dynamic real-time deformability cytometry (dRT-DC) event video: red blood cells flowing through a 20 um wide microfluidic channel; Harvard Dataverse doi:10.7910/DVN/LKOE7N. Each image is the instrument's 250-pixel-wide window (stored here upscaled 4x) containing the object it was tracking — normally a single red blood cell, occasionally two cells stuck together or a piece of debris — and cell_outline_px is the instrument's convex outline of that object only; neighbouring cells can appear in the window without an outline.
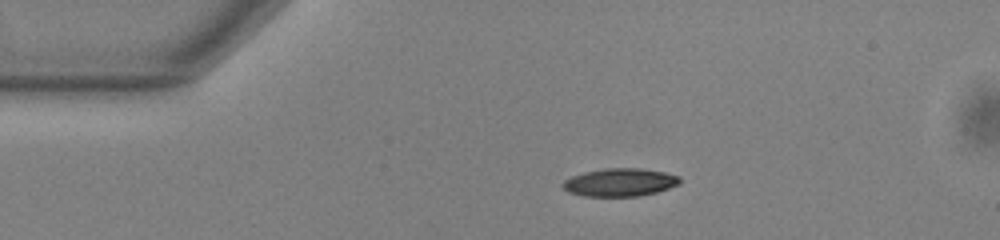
{"species": "common noctule bat (a hibernating species)", "species_latin": "Nyctalus noctula", "temperature_condition": "warm", "stored_images_in_passage": 44, "camera_frame_rate_fps": 3000, "um_per_image_px": 0.085, "animal": {"sex": "male", "body_mass_g": 13.0, "forearm_length_mm": 53.1}, "frame": {"image": 1, "passage_image": 1, "time_ms": 0.0, "image_size_px": [1000, 240], "cell_outline_px": [[680, 184], [656, 192], [640, 196], [584, 196], [568, 192], [560, 184], [564, 180], [572, 176], [584, 172], [604, 168], [640, 168], [664, 172], [680, 176]], "centroid_in_image_um": [52.68, 15.49], "position_along_channel_um": 32.3, "area_um2": 19.13}}
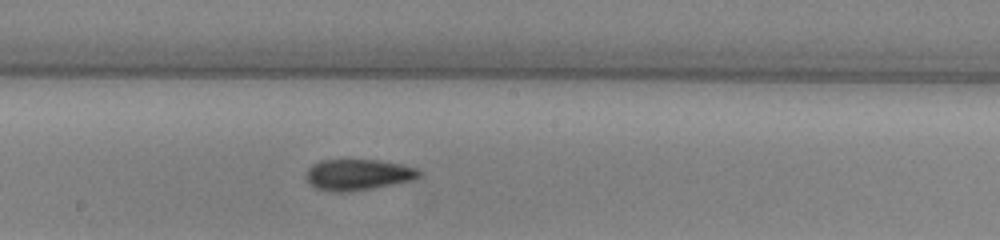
{"frame": {"image": 2, "passage_image": 19, "time_ms": 6.0, "image_size_px": [1000, 240], "cell_outline_px": [[424, 172], [420, 176], [412, 180], [352, 192], [332, 192], [316, 188], [308, 184], [308, 168], [312, 164], [320, 160], [376, 160], [404, 164], [416, 168]], "centroid_in_image_um": [30.45, 14.85], "position_along_channel_um": 217.7, "area_um2": 20.52}}
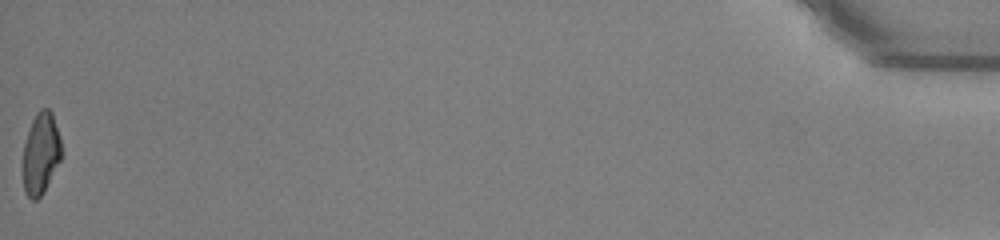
{"frame": {"image": 3, "passage_image": 44, "time_ms": 14.333, "image_size_px": [1000, 240], "cell_outline_px": [[60, 160], [44, 192], [36, 200], [32, 200], [24, 192], [24, 144], [32, 120], [36, 112], [40, 108], [48, 108], [52, 112], [60, 136]], "centroid_in_image_um": [3.47, 13.02], "position_along_channel_um": 431.7, "area_um2": 18.03}, "authors_computed_cell_mechanics": {"area_um2": 19.7098, "velocity_mm_per_s": 3.8402, "shape_relaxation_time_tau1_ms": 7.9251, "shape_relaxation_time_tau2_ms": 2.6656, "deformation_change_tau1": 0.2183, "deformation_change_tau2": 0.1057}}